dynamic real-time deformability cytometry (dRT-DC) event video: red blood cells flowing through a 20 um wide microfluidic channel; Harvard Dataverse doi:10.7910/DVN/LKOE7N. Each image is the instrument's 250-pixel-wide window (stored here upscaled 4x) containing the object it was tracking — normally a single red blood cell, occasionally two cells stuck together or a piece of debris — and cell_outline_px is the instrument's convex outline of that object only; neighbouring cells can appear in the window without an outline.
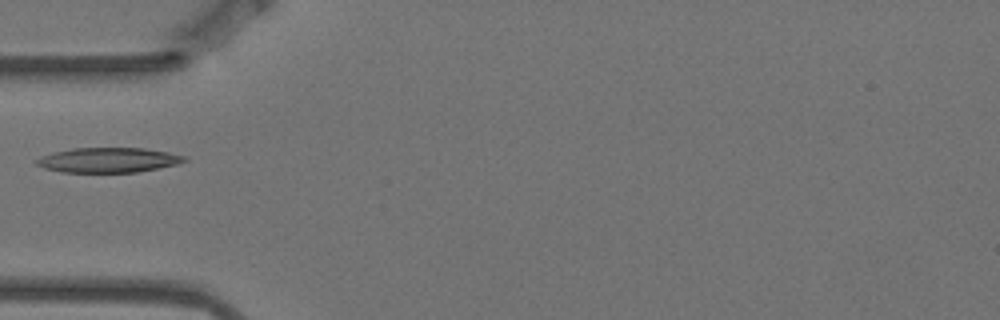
{"species": "Egyptian fruit bat (a non-hibernating species)", "species_latin": "Rousettus aegyptiacus", "temperature_condition": "warm", "stored_images_in_passage": 1, "camera_frame_rate_fps": 3000, "um_per_image_px": 0.085, "animal": {"sex": "female"}, "frame": {"image": 1, "passage_image": 1, "time_ms": 0.0, "image_size_px": [1000, 320], "cell_outline_px": [[188, 160], [180, 164], [136, 172], [60, 172], [44, 168], [36, 164], [36, 160], [40, 156], [72, 148], [144, 148], [168, 152], [184, 156]], "centroid_in_image_um": [9.22, 13.6], "position_along_channel_um": 75.8, "area_um2": 21.39}}